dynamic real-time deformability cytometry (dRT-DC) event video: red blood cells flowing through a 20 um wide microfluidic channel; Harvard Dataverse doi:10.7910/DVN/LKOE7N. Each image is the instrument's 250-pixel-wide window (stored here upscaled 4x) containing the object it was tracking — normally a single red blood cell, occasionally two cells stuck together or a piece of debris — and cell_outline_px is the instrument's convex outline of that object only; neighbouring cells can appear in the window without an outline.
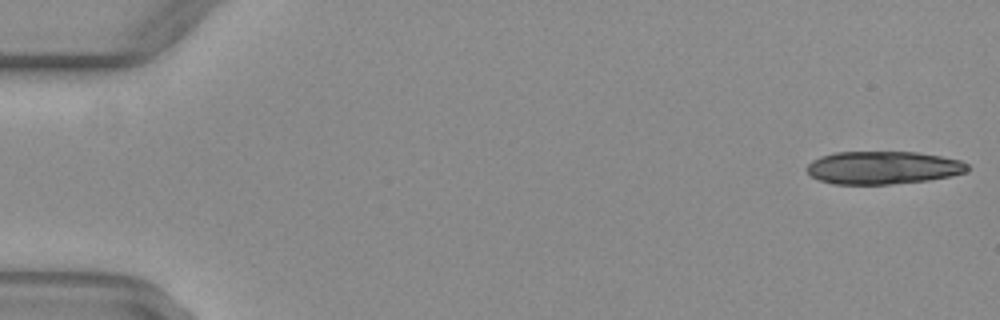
{"species": "common noctule bat (a hibernating species)", "species_latin": "Nyctalus noctula", "temperature_condition": "warm", "stored_images_in_passage": 15, "camera_frame_rate_fps": 3000, "um_per_image_px": 0.085, "animal": {"sex": "female", "body_mass_g": 29.2, "forearm_length_mm": 56.3}, "frame": {"image": 1, "passage_image": 1, "time_ms": 0.0, "image_size_px": [1000, 320], "cell_outline_px": [[968, 172], [928, 180], [888, 184], [832, 184], [820, 180], [812, 176], [804, 168], [812, 160], [820, 156], [836, 152], [916, 152], [940, 156], [960, 160], [968, 164]], "centroid_in_image_um": [75.03, 14.25], "position_along_channel_um": 10.0, "area_um2": 30.75}}